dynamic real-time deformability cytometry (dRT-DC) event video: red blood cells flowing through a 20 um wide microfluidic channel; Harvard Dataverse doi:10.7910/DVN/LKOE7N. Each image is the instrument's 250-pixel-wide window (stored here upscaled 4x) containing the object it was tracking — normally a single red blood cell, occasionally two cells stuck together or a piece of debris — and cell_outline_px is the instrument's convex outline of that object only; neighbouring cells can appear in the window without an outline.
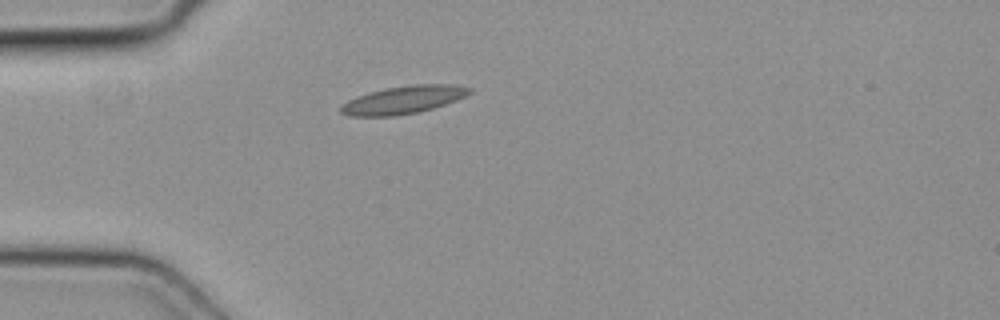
{"species": "common noctule bat (a hibernating species)", "species_latin": "Nyctalus noctula", "temperature_condition": "cold", "stored_images_in_passage": 1, "camera_frame_rate_fps": 3000, "um_per_image_px": 0.085, "animal": {"sex": "female", "body_mass_g": 19.3, "forearm_length_mm": 54.1}, "frame": {"image": 1, "passage_image": 1, "time_ms": 0.0, "image_size_px": [1000, 320], "cell_outline_px": [[472, 92], [456, 100], [420, 112], [396, 116], [348, 116], [340, 112], [340, 104], [356, 96], [384, 88], [412, 84], [452, 84], [472, 88]], "centroid_in_image_um": [34.25, 8.48], "position_along_channel_um": 50.7, "area_um2": 20.98}}